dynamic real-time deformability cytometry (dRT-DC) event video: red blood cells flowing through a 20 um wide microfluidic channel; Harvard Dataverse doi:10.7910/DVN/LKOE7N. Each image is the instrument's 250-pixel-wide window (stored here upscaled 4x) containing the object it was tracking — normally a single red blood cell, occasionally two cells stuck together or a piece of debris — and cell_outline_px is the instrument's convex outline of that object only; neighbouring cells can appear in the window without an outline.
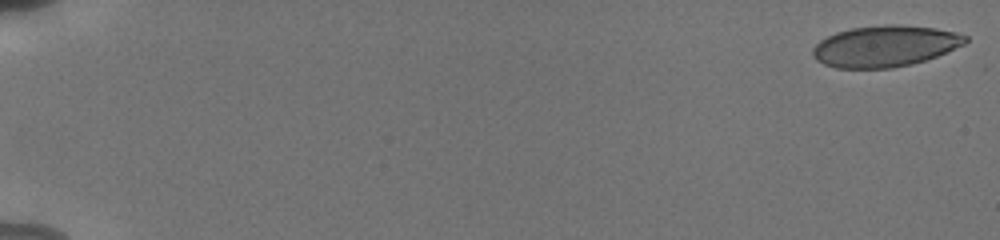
{"species": "human", "species_latin": "Homo sapiens", "temperature_condition": "cold", "stored_images_in_passage": 55, "camera_frame_rate_fps": 3000, "um_per_image_px": 0.085, "donor": {"sex": "male"}, "frame": {"image": 1, "passage_image": 1, "time_ms": 0.0, "image_size_px": [1000, 240], "cell_outline_px": [[968, 40], [964, 44], [936, 56], [912, 64], [892, 68], [836, 68], [824, 64], [816, 60], [812, 56], [812, 48], [820, 40], [836, 32], [852, 28], [884, 24], [900, 24], [936, 28], [956, 32], [968, 36]], "centroid_in_image_um": [75.21, 3.91], "position_along_channel_um": 9.8, "area_um2": 36.76}}
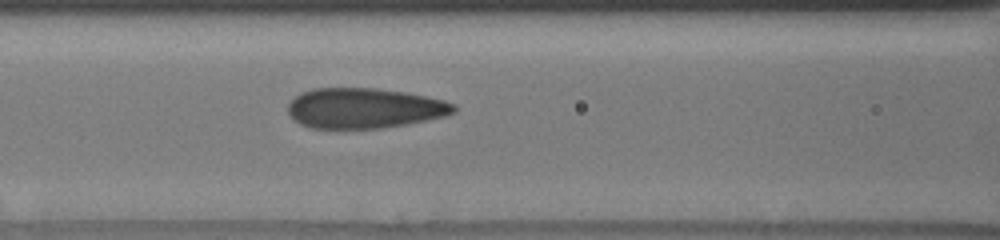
{"frame": {"image": 2, "passage_image": 26, "time_ms": 8.333, "image_size_px": [1000, 240], "cell_outline_px": [[456, 112], [444, 116], [408, 124], [384, 128], [312, 128], [300, 124], [288, 112], [288, 104], [300, 92], [312, 88], [376, 88], [404, 92], [444, 100], [456, 104]], "centroid_in_image_um": [30.98, 9.19], "position_along_channel_um": 135.6, "area_um2": 38.9}}
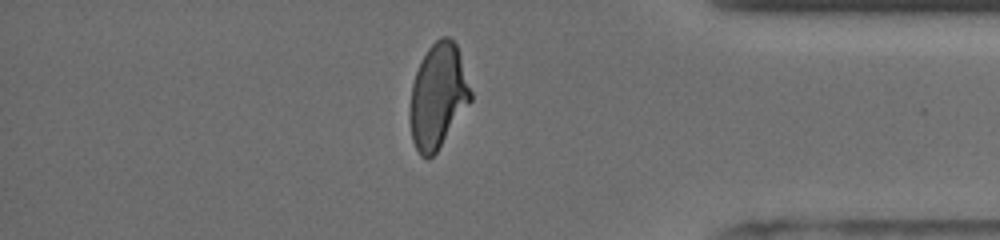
{"frame": {"image": 3, "passage_image": 48, "time_ms": 15.667, "image_size_px": [1000, 240], "cell_outline_px": [[472, 100], [436, 152], [428, 160], [420, 156], [412, 140], [408, 116], [412, 84], [416, 72], [428, 48], [440, 36], [448, 36], [456, 44], [472, 92]], "centroid_in_image_um": [37.21, 8.19], "position_along_channel_um": 398.0, "area_um2": 36.93}, "authors_computed_cell_mechanics": {"area_um2": 38.0902, "velocity_mm_per_s": 3.8369, "shape_relaxation_time_tau1_ms": 4.7522, "shape_relaxation_time_tau2_ms": 0.7307, "deformation_change_tau1": 0.1543, "deformation_change_tau2": 0.0798}}